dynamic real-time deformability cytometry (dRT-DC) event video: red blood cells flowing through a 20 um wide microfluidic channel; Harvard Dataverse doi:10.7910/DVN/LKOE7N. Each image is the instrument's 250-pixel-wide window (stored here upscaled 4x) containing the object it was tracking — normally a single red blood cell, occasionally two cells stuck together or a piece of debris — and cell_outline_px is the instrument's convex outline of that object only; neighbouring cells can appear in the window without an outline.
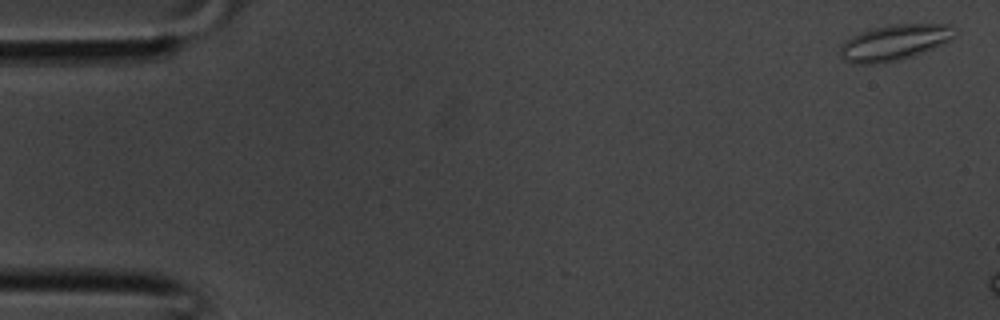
{"species": "common noctule bat (a hibernating species)", "species_latin": "Nyctalus noctula", "temperature_condition": "room temperature", "stored_images_in_passage": 5, "camera_frame_rate_fps": 3000, "um_per_image_px": 0.085, "animal": {"sex": "male", "body_mass_g": 20.1, "forearm_length_mm": 53.5}, "frame": {"image": 1, "passage_image": 1, "time_ms": 0.0, "image_size_px": [1000, 320], "cell_outline_px": [[956, 36], [952, 40], [912, 56], [900, 60], [872, 64], [852, 64], [844, 60], [840, 56], [840, 44], [844, 40], [860, 32], [872, 28], [892, 24], [952, 24]], "centroid_in_image_um": [76.0, 3.61], "position_along_channel_um": 9.0, "area_um2": 24.04}}